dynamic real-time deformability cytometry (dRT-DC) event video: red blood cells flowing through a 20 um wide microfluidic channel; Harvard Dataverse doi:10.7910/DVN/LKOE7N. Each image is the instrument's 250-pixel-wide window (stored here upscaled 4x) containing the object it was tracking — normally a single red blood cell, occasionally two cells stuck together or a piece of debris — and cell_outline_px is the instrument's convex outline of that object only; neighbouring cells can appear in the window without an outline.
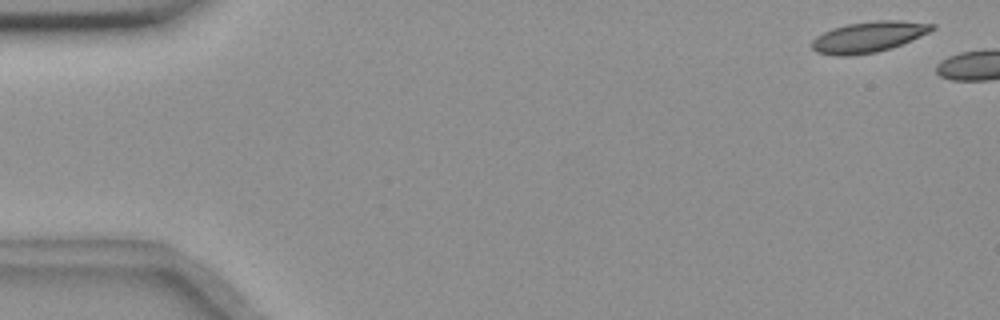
{"species": "common noctule bat (a hibernating species)", "species_latin": "Nyctalus noctula", "temperature_condition": "room temperature", "stored_images_in_passage": 3, "camera_frame_rate_fps": 3000, "um_per_image_px": 0.085, "animal": {"sex": "female", "body_mass_g": 18.4}, "frame": {"image": 1, "passage_image": 1, "time_ms": 0.0, "image_size_px": [1000, 320], "cell_outline_px": [[936, 28], [920, 36], [892, 48], [876, 52], [852, 56], [836, 56], [816, 52], [812, 48], [812, 40], [816, 36], [832, 28], [848, 24], [876, 20], [896, 20], [936, 24]], "centroid_in_image_um": [73.81, 3.14], "position_along_channel_um": 11.2, "area_um2": 21.56}}